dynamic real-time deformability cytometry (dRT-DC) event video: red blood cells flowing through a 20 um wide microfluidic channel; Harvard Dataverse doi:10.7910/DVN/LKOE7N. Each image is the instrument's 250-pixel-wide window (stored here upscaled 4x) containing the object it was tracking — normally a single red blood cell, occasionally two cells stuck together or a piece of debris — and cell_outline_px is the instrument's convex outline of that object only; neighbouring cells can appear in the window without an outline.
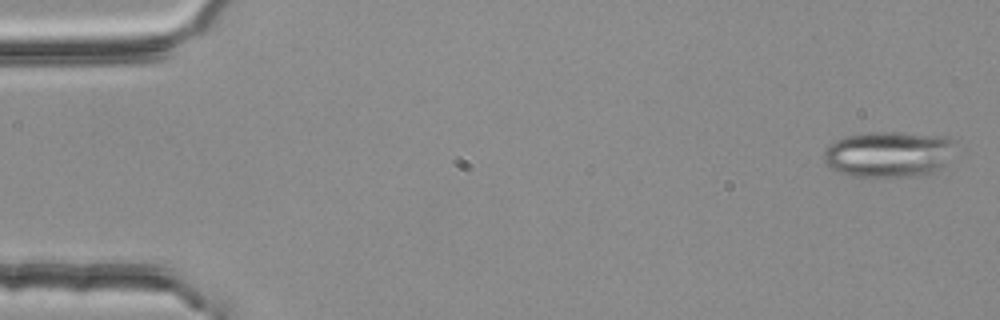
{"species": "common noctule bat (a hibernating species)", "species_latin": "Nyctalus noctula", "temperature_condition": "room temperature", "stored_images_in_passage": 6, "camera_frame_rate_fps": 3000, "um_per_image_px": 0.085, "animal": {"sex": "female", "body_mass_g": 25.1}, "frame": {"image": 1, "passage_image": 6, "time_ms": 1.667, "image_size_px": [1000, 320], "cell_outline_px": [[952, 140], [944, 164], [932, 172], [924, 176], [852, 176], [840, 172], [832, 168], [824, 160], [824, 152], [836, 140], [844, 136], [868, 132], [892, 132], [944, 136]], "centroid_in_image_um": [75.47, 13.1], "position_along_channel_um": 9.5, "area_um2": 34.28}}